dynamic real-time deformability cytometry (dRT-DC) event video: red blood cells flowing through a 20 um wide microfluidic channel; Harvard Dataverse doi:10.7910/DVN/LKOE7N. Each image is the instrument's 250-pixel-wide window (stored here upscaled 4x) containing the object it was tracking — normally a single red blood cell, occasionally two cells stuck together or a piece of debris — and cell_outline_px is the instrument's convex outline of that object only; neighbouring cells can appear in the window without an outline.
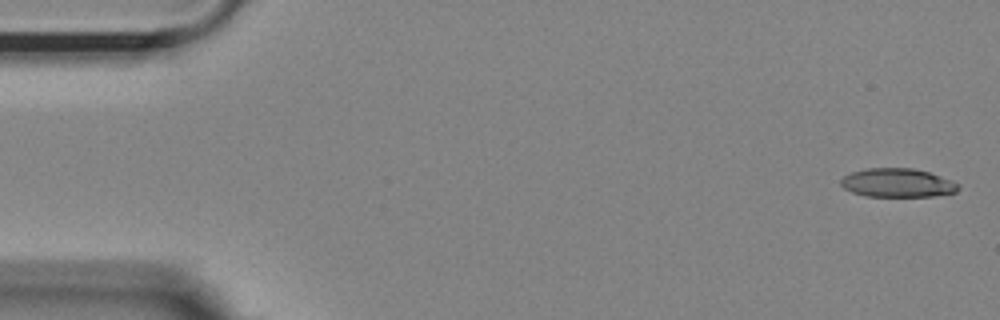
{"species": "Egyptian fruit bat (a non-hibernating species)", "species_latin": "Rousettus aegyptiacus", "temperature_condition": "room temperature", "stored_images_in_passage": 54, "camera_frame_rate_fps": 3000, "um_per_image_px": 0.085, "animal": {"sex": "female"}, "frame": {"image": 1, "passage_image": 1, "time_ms": 0.0, "image_size_px": [1000, 320], "cell_outline_px": [[960, 188], [956, 192], [932, 196], [864, 196], [852, 192], [844, 188], [840, 184], [840, 180], [844, 176], [852, 172], [868, 168], [912, 168], [928, 172], [940, 176], [960, 184]], "centroid_in_image_um": [76.28, 15.54], "position_along_channel_um": 8.7, "area_um2": 19.59}}
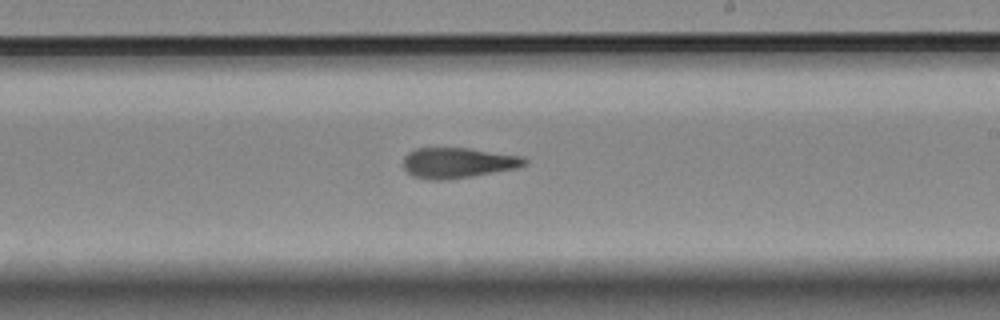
{"frame": {"image": 2, "passage_image": 31, "time_ms": 10.0, "image_size_px": [1000, 320], "cell_outline_px": [[528, 164], [516, 168], [472, 176], [436, 180], [428, 180], [412, 176], [404, 168], [404, 156], [408, 152], [416, 148], [468, 148], [520, 156], [528, 160]], "centroid_in_image_um": [38.9, 13.83], "position_along_channel_um": 250.1, "area_um2": 21.33}}
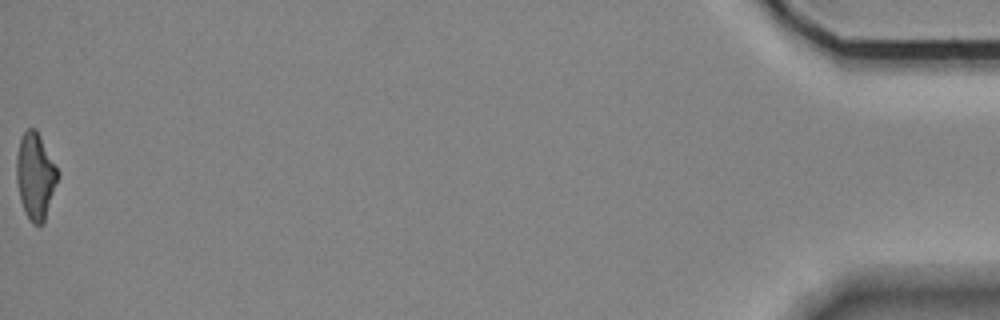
{"frame": {"image": 3, "passage_image": 54, "time_ms": 17.667, "image_size_px": [1000, 320], "cell_outline_px": [[60, 176], [44, 220], [40, 224], [32, 224], [24, 212], [20, 200], [16, 180], [16, 156], [20, 140], [24, 132], [28, 128], [36, 128], [60, 172]], "centroid_in_image_um": [3.01, 14.95], "position_along_channel_um": 432.2, "area_um2": 20.92}, "authors_computed_cell_mechanics": {"area_um2": 21.3282, "velocity_mm_per_s": 3.6689, "shape_relaxation_time_tau1_ms": null, "shape_relaxation_time_tau2_ms": 4.2365, "deformation_change_tau1": null, "deformation_change_tau2": 0.1581}}